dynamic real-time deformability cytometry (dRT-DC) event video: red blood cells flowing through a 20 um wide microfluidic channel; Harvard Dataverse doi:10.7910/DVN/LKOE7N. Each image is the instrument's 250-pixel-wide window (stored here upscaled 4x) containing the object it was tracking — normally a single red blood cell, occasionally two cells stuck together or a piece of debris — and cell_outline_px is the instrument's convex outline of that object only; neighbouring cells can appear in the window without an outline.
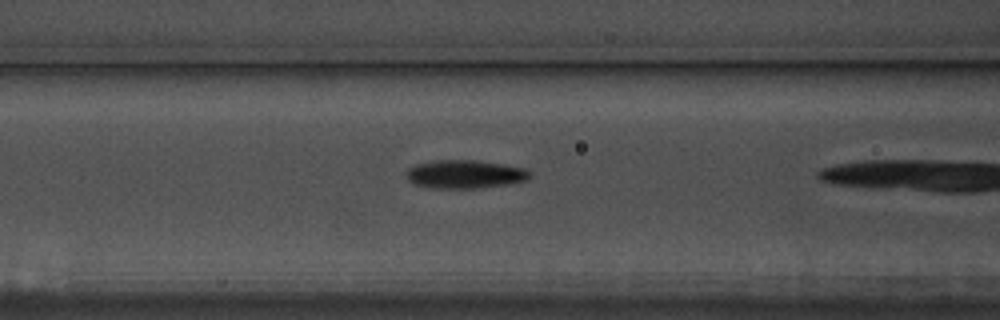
{"species": "common noctule bat (a hibernating species)", "species_latin": "Nyctalus noctula", "temperature_condition": "warm", "stored_images_in_passage": 22, "camera_frame_rate_fps": 3000, "um_per_image_px": 0.085, "animal": {"sex": "male", "body_mass_g": 17.5, "forearm_length_mm": 52.3}, "frame": {"image": 1, "passage_image": 21, "time_ms": 6.667, "image_size_px": [1000, 320], "cell_outline_px": [[532, 176], [524, 180], [508, 184], [476, 188], [440, 188], [416, 184], [408, 180], [408, 168], [416, 164], [432, 160], [476, 160], [524, 168], [532, 172]], "centroid_in_image_um": [39.54, 14.79], "position_along_channel_um": 127.1, "area_um2": 20.11}}